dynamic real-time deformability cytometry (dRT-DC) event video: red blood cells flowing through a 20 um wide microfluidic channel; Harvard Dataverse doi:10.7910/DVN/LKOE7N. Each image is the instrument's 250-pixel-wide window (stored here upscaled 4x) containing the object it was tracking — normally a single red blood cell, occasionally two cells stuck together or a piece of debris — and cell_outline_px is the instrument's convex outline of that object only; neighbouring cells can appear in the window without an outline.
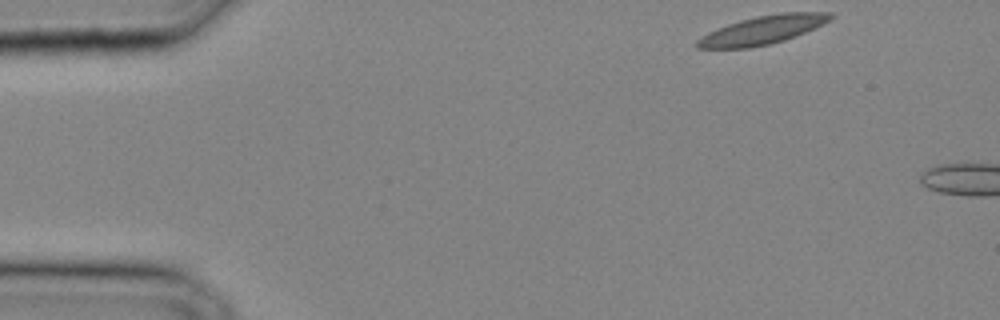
{"species": "common noctule bat (a hibernating species)", "species_latin": "Nyctalus noctula", "temperature_condition": "cold", "stored_images_in_passage": 3, "camera_frame_rate_fps": 3000, "um_per_image_px": 0.085, "animal": {"sex": "male", "body_mass_g": 20.4}, "frame": {"image": 1, "passage_image": 1, "time_ms": 0.0, "image_size_px": [1000, 320], "cell_outline_px": [[836, 16], [796, 36], [784, 40], [768, 44], [748, 48], [696, 48], [696, 40], [700, 36], [708, 32], [728, 24], [740, 20], [756, 16], [780, 12], [832, 12]], "centroid_in_image_um": [64.79, 2.54], "position_along_channel_um": 20.2, "area_um2": 21.91}}